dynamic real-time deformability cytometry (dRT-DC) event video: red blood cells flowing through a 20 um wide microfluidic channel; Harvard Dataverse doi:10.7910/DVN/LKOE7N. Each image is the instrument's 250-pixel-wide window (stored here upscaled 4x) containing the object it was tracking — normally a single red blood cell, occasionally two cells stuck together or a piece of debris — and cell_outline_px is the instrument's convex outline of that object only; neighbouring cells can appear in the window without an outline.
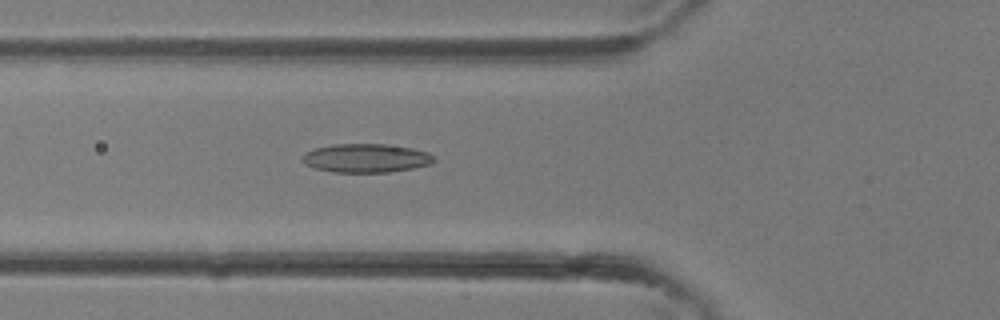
{"species": "common noctule bat (a hibernating species)", "species_latin": "Nyctalus noctula", "temperature_condition": "room temperature", "stored_images_in_passage": 36, "camera_frame_rate_fps": 3000, "um_per_image_px": 0.085, "animal": {"sex": "female"}, "frame": {"image": 1, "passage_image": 13, "time_ms": 4.0, "image_size_px": [1000, 320], "cell_outline_px": [[436, 160], [428, 164], [412, 168], [388, 172], [332, 172], [316, 168], [304, 164], [300, 156], [316, 148], [332, 144], [388, 144], [412, 148], [428, 152]], "centroid_in_image_um": [31.09, 13.43], "position_along_channel_um": 94.7, "area_um2": 21.91}}
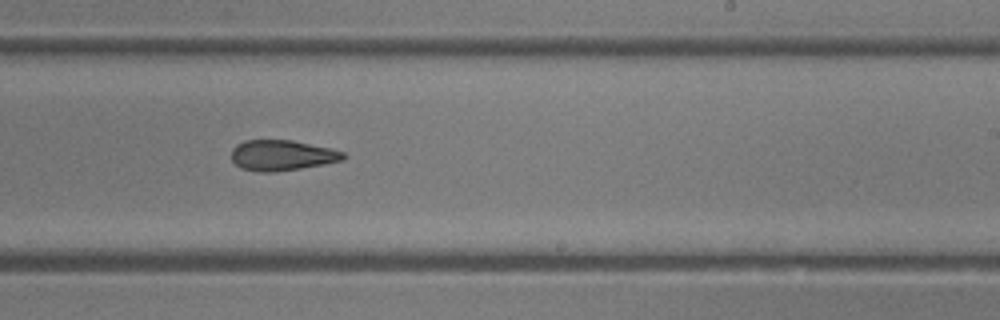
{"frame": {"image": 2, "passage_image": 22, "time_ms": 7.0, "image_size_px": [1000, 320], "cell_outline_px": [[348, 156], [344, 160], [324, 164], [276, 172], [260, 172], [240, 168], [232, 160], [232, 148], [236, 144], [244, 140], [292, 140], [332, 148], [344, 152]], "centroid_in_image_um": [23.99, 13.2], "position_along_channel_um": 265.0, "area_um2": 20.11}}
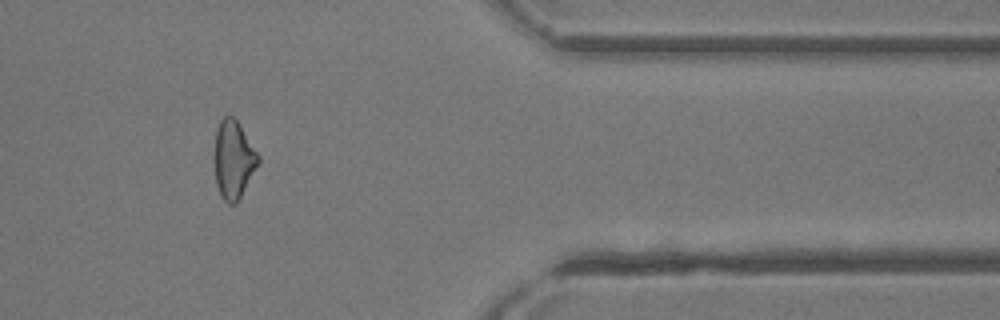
{"frame": {"image": 3, "passage_image": 30, "time_ms": 9.667, "image_size_px": [1000, 320], "cell_outline_px": [[260, 164], [236, 204], [228, 204], [220, 196], [216, 184], [212, 160], [216, 128], [220, 120], [224, 116], [232, 116], [240, 124], [260, 156]], "centroid_in_image_um": [19.82, 13.57], "position_along_channel_um": 391.6, "area_um2": 20.69}}